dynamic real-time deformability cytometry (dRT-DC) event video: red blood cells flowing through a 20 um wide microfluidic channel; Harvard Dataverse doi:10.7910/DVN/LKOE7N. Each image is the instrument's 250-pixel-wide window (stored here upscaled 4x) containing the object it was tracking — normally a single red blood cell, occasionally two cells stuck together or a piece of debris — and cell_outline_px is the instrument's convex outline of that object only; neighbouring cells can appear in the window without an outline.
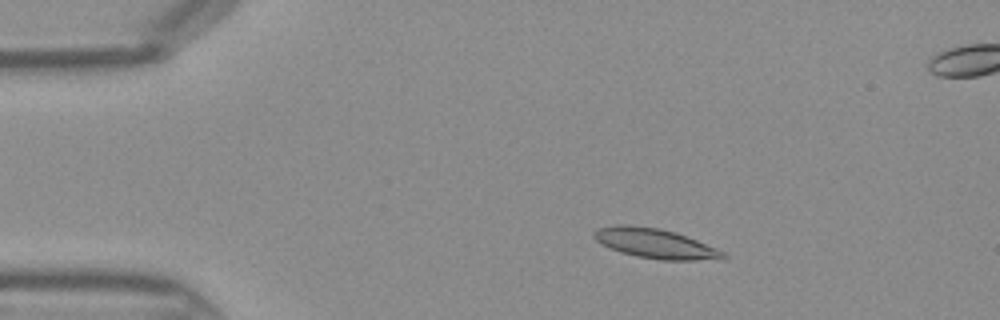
{"species": "Egyptian fruit bat (a non-hibernating species)", "species_latin": "Rousettus aegyptiacus", "temperature_condition": "warm", "stored_images_in_passage": 39, "segment_of_instrument_passage": [1, 2], "camera_frame_rate_fps": 3000, "um_per_image_px": 0.085, "frame": {"image": 1, "passage_image": 1, "time_ms": 0.0, "image_size_px": [1000, 320], "cell_outline_px": [[728, 256], [724, 260], [660, 260], [636, 256], [620, 252], [600, 244], [592, 236], [592, 232], [596, 228], [616, 224], [628, 224], [660, 228], [676, 232], [716, 248], [724, 252]], "centroid_in_image_um": [55.67, 20.69], "position_along_channel_um": 29.3, "area_um2": 22.77}}
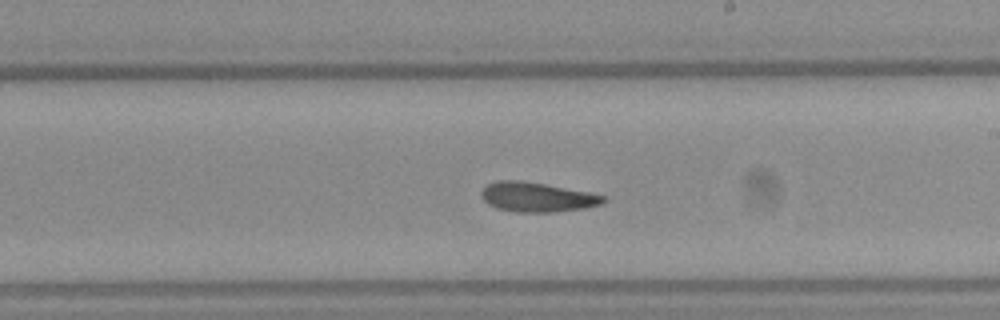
{"frame": {"image": 2, "passage_image": 19, "time_ms": 6.0, "image_size_px": [1000, 320], "cell_outline_px": [[608, 200], [600, 204], [584, 208], [552, 212], [516, 212], [496, 208], [488, 204], [484, 200], [480, 192], [488, 184], [496, 180], [520, 180], [544, 184], [588, 192], [608, 196]], "centroid_in_image_um": [45.65, 16.75], "position_along_channel_um": 243.3, "area_um2": 20.98}}
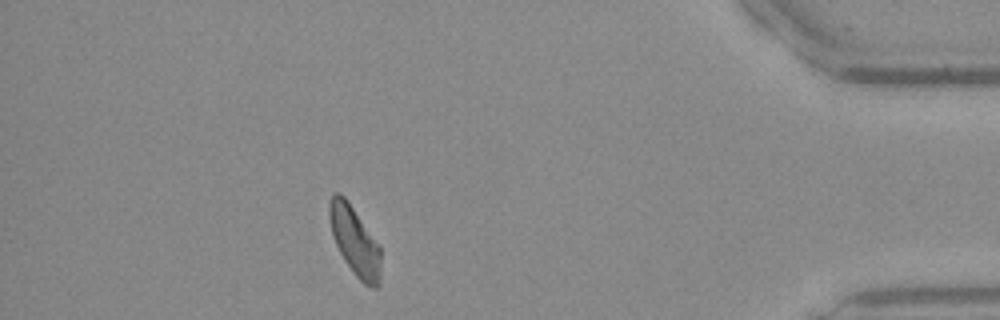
{"frame": {"image": 3, "passage_image": 33, "time_ms": 10.667, "image_size_px": [1000, 320], "cell_outline_px": [[380, 284], [376, 288], [372, 288], [364, 284], [356, 276], [344, 260], [332, 236], [328, 216], [328, 200], [336, 192], [340, 192], [344, 196], [380, 244]], "centroid_in_image_um": [30.15, 20.47], "position_along_channel_um": 405.1, "area_um2": 20.87}}